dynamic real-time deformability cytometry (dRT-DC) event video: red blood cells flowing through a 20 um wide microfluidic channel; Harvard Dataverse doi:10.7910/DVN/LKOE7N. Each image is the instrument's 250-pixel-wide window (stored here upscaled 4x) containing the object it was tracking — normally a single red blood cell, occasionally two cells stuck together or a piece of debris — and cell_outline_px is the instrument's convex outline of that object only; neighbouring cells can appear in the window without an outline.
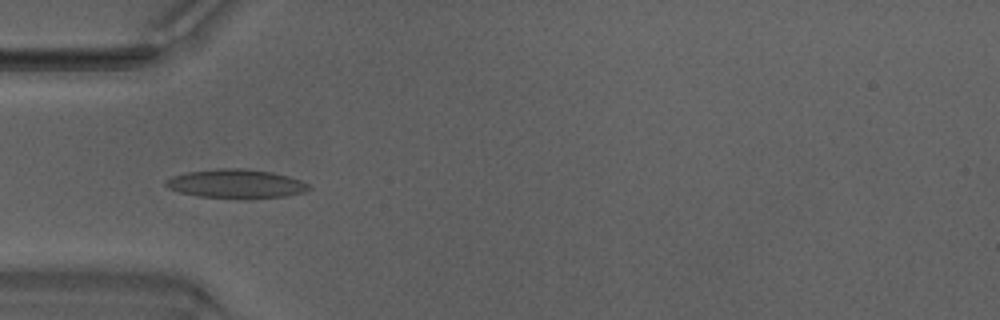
{"species": "Egyptian fruit bat (a non-hibernating species)", "species_latin": "Rousettus aegyptiacus", "temperature_condition": "warm", "stored_images_in_passage": 49, "camera_frame_rate_fps": 3000, "um_per_image_px": 0.085, "animal": {"sex": "male"}, "frame": {"image": 1, "passage_image": 16, "time_ms": 5.0, "image_size_px": [1000, 320], "cell_outline_px": [[312, 188], [304, 192], [288, 196], [244, 200], [196, 196], [180, 192], [168, 188], [164, 184], [164, 180], [172, 176], [188, 172], [216, 168], [244, 168], [272, 172], [288, 176], [300, 180], [308, 184]], "centroid_in_image_um": [20.07, 15.64], "position_along_channel_um": 64.9, "area_um2": 24.68}}
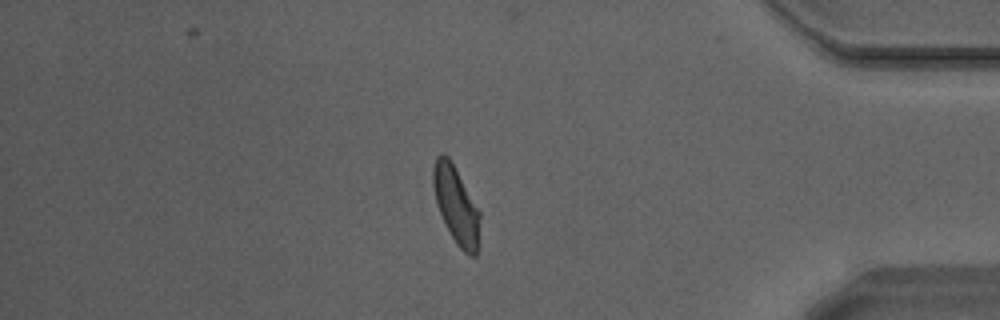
{"frame": {"image": 2, "passage_image": 42, "time_ms": 13.667, "image_size_px": [1000, 320], "cell_outline_px": [[480, 216], [476, 256], [468, 256], [456, 244], [436, 204], [432, 184], [432, 168], [436, 156], [440, 152], [444, 152], [448, 156], [480, 212]], "centroid_in_image_um": [38.74, 17.4], "position_along_channel_um": 396.5, "area_um2": 20.75}}
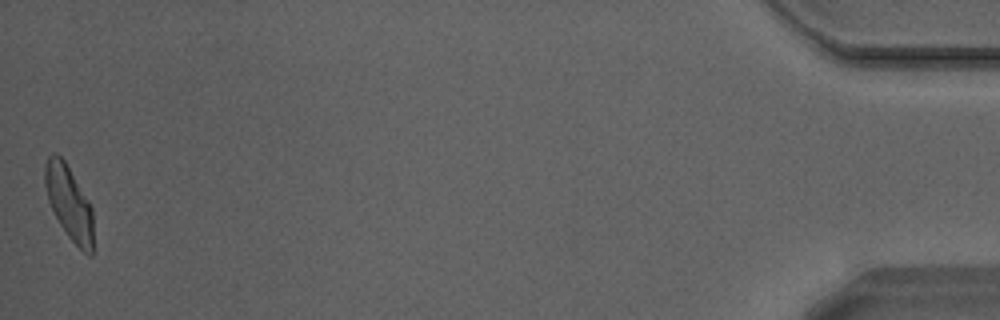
{"frame": {"image": 3, "passage_image": 49, "time_ms": 16.0, "image_size_px": [1000, 320], "cell_outline_px": [[92, 256], [88, 256], [68, 236], [60, 224], [48, 200], [44, 184], [44, 164], [48, 156], [52, 152], [56, 152], [64, 160], [88, 200], [92, 208]], "centroid_in_image_um": [5.84, 17.19], "position_along_channel_um": 429.4, "area_um2": 20.58}, "authors_computed_cell_mechanics": {"area_um2": 21.4438, "velocity_mm_per_s": 4.2263, "shape_relaxation_time_tau1_ms": 2.9947, "shape_relaxation_time_tau2_ms": 1.0073, "deformation_change_tau1": 0.1461, "deformation_change_tau2": 0.0807}}